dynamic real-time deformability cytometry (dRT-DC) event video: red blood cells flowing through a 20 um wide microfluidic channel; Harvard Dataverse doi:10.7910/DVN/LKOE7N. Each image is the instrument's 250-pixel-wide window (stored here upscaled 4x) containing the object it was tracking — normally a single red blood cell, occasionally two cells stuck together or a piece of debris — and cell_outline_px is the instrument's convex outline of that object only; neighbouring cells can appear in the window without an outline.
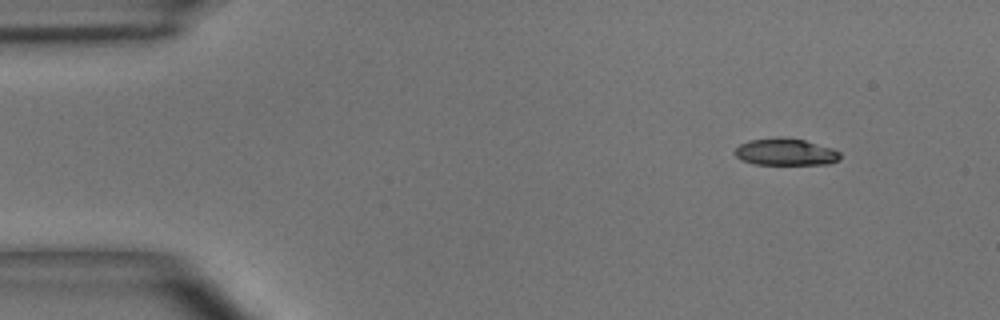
{"species": "common noctule bat (a hibernating species)", "species_latin": "Nyctalus noctula", "temperature_condition": "room temperature", "stored_images_in_passage": 7, "camera_frame_rate_fps": 3000, "um_per_image_px": 0.085, "animal": {"sex": "male", "body_mass_g": 15.6}, "frame": {"image": 1, "passage_image": 1, "time_ms": 0.0, "image_size_px": [1000, 320], "cell_outline_px": [[840, 160], [828, 164], [752, 164], [740, 160], [736, 156], [736, 148], [740, 144], [748, 140], [776, 136], [784, 136], [804, 140], [832, 148], [840, 152]], "centroid_in_image_um": [66.76, 12.9], "position_along_channel_um": 18.2, "area_um2": 16.76}}
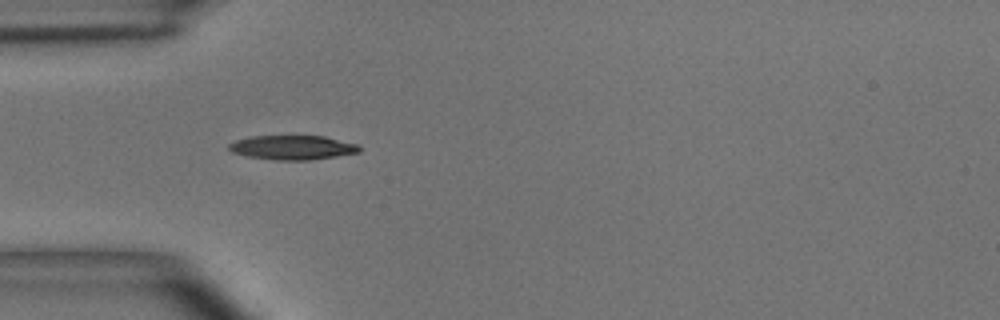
{"frame": {"image": 2, "passage_image": 4, "time_ms": 3.333, "image_size_px": [1000, 320], "cell_outline_px": [[360, 152], [336, 156], [308, 160], [272, 160], [248, 156], [232, 152], [228, 148], [228, 144], [236, 140], [252, 136], [324, 136], [356, 144], [360, 148]], "centroid_in_image_um": [24.84, 12.54], "position_along_channel_um": 60.2, "area_um2": 18.32}}
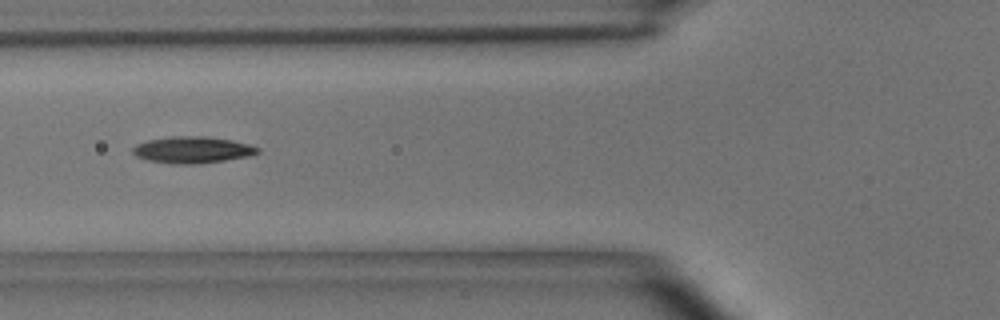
{"frame": {"image": 3, "passage_image": 5, "time_ms": 4.667, "image_size_px": [1000, 320], "cell_outline_px": [[260, 152], [248, 156], [224, 160], [196, 164], [172, 164], [148, 160], [136, 156], [132, 152], [132, 148], [136, 144], [148, 140], [172, 136], [208, 136], [232, 140], [248, 144], [260, 148]], "centroid_in_image_um": [16.34, 12.73], "position_along_channel_um": 109.5, "area_um2": 19.36}}